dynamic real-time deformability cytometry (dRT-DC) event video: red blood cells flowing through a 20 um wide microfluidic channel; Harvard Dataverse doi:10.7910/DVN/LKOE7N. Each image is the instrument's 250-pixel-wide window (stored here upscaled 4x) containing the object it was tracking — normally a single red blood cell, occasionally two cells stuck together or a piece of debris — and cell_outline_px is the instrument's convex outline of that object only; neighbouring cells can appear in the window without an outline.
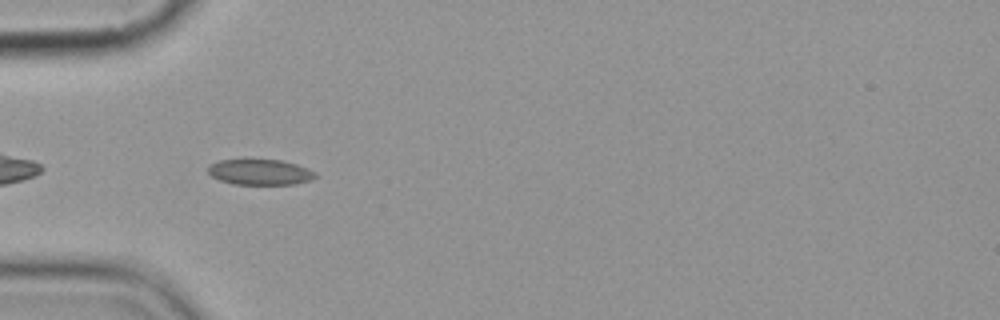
{"species": "common noctule bat (a hibernating species)", "species_latin": "Nyctalus noctula", "temperature_condition": "cold", "stored_images_in_passage": 5, "camera_frame_rate_fps": 3000, "um_per_image_px": 0.085, "animal": {"sex": "female", "body_mass_g": 19.9}, "frame": {"image": 1, "passage_image": 3, "time_ms": 2.333, "image_size_px": [1000, 320], "cell_outline_px": [[320, 176], [308, 180], [292, 184], [232, 184], [220, 180], [212, 176], [208, 172], [208, 164], [220, 160], [280, 160], [296, 164], [316, 172]], "centroid_in_image_um": [22.09, 14.63], "position_along_channel_um": 62.9, "area_um2": 15.9}}
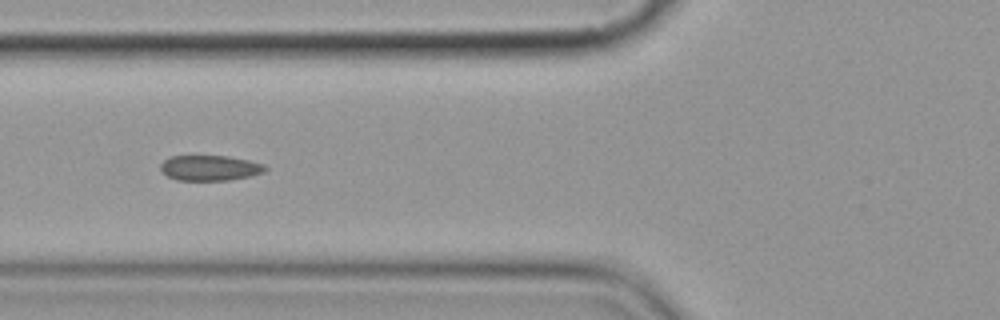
{"frame": {"image": 2, "passage_image": 4, "time_ms": 3.667, "image_size_px": [1000, 320], "cell_outline_px": [[268, 168], [264, 172], [248, 176], [228, 180], [176, 180], [168, 176], [160, 168], [160, 164], [164, 160], [172, 156], [228, 156], [248, 160], [264, 164]], "centroid_in_image_um": [17.84, 14.27], "position_along_channel_um": 108.0, "area_um2": 15.32}}
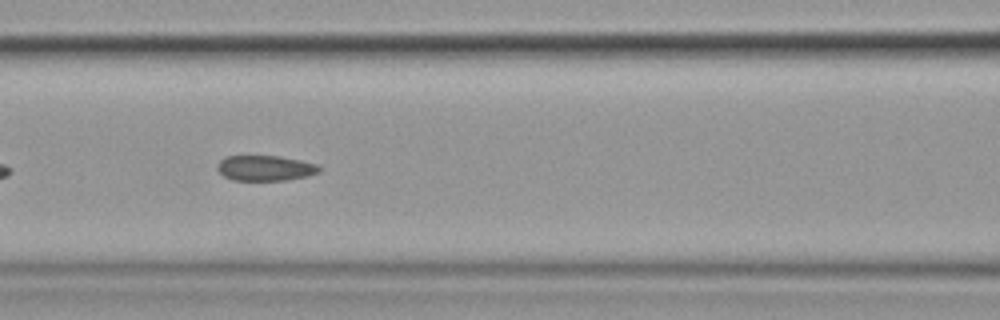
{"frame": {"image": 3, "passage_image": 5, "time_ms": 4.667, "image_size_px": [1000, 320], "cell_outline_px": [[320, 172], [308, 176], [284, 180], [232, 180], [224, 176], [216, 168], [216, 164], [224, 156], [280, 156], [300, 160], [316, 164], [320, 168]], "centroid_in_image_um": [22.52, 14.28], "position_along_channel_um": 144.1, "area_um2": 15.09}}